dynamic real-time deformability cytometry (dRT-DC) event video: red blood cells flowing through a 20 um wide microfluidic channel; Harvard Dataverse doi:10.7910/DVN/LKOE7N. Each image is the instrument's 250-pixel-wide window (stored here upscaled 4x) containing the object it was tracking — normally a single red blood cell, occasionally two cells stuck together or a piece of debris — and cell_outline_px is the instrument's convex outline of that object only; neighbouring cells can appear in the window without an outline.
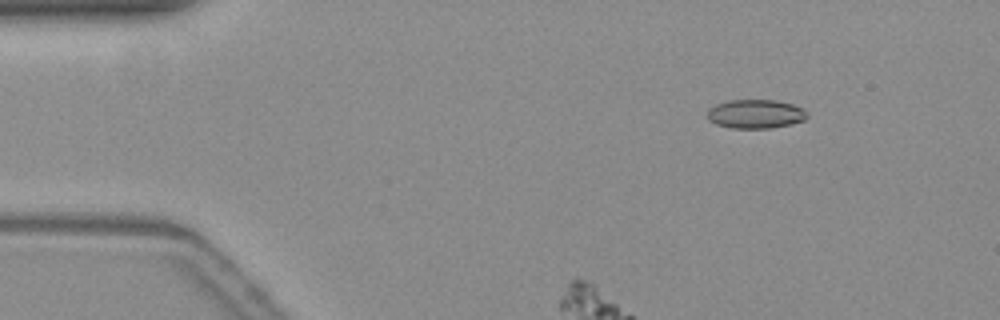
{"species": "common noctule bat (a hibernating species)", "species_latin": "Nyctalus noctula", "temperature_condition": "warm", "stored_images_in_passage": 50, "camera_frame_rate_fps": 3000, "um_per_image_px": 0.085, "animal": {"sex": "female", "body_mass_g": 19.3, "forearm_length_mm": 54.1}, "frame": {"image": 1, "passage_image": 1, "time_ms": 0.0, "image_size_px": [1000, 320], "cell_outline_px": [[808, 116], [804, 120], [788, 124], [768, 128], [732, 128], [716, 124], [708, 120], [708, 108], [716, 104], [728, 100], [776, 100], [792, 104], [800, 108]], "centroid_in_image_um": [64.16, 9.68], "position_along_channel_um": 20.8, "area_um2": 16.59}}